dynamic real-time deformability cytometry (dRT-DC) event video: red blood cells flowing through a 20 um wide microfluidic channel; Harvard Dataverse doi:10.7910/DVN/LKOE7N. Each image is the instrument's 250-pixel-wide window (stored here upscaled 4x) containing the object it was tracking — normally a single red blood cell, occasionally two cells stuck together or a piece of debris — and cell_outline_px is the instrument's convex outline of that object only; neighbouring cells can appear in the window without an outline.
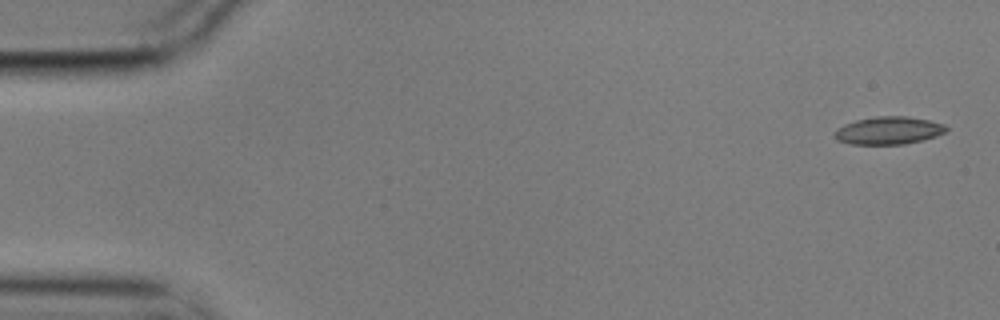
{"species": "common noctule bat (a hibernating species)", "species_latin": "Nyctalus noctula", "temperature_condition": "cold", "stored_images_in_passage": 5, "camera_frame_rate_fps": 3000, "um_per_image_px": 0.085, "animal": {"sex": "male", "body_mass_g": 17.9}, "frame": {"image": 1, "passage_image": 1, "time_ms": 0.0, "image_size_px": [1000, 320], "cell_outline_px": [[948, 128], [944, 132], [936, 136], [904, 144], [852, 144], [836, 140], [832, 136], [836, 128], [844, 124], [856, 120], [876, 116], [908, 116], [928, 120], [944, 124]], "centroid_in_image_um": [75.47, 11.09], "position_along_channel_um": 9.5, "area_um2": 18.03}}
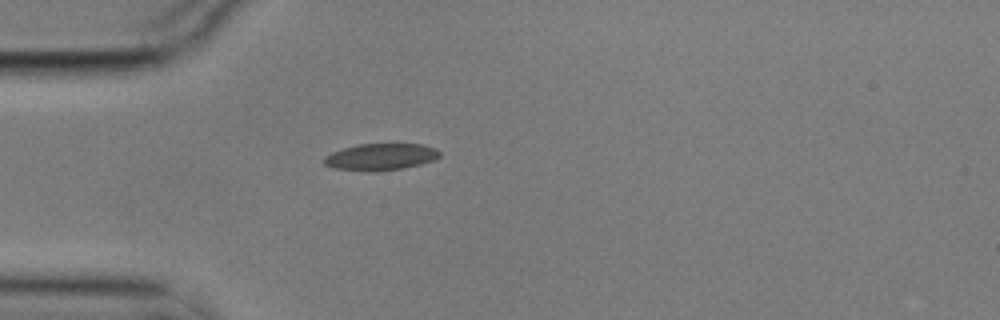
{"frame": {"image": 2, "passage_image": 5, "time_ms": 1.333, "image_size_px": [1000, 320], "cell_outline_px": [[440, 156], [432, 160], [420, 164], [404, 168], [380, 172], [364, 172], [332, 168], [324, 164], [324, 156], [332, 152], [344, 148], [360, 144], [420, 144], [436, 148], [440, 152]], "centroid_in_image_um": [32.33, 13.35], "position_along_channel_um": 52.7, "area_um2": 18.21}}